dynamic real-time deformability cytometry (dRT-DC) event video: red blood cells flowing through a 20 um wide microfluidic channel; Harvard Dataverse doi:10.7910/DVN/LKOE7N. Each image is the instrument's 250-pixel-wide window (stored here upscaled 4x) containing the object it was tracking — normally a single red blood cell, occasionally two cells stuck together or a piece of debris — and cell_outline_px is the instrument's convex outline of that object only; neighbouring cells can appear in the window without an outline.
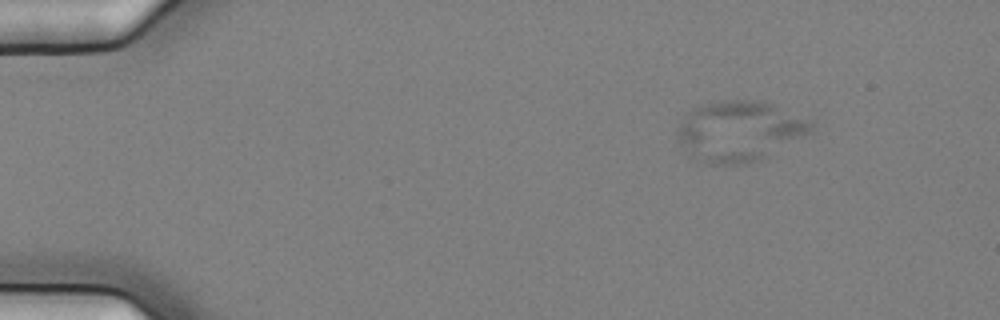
{"species": "common noctule bat (a hibernating species)", "species_latin": "Nyctalus noctula", "temperature_condition": "cold", "stored_images_in_passage": 57, "camera_frame_rate_fps": 3000, "um_per_image_px": 0.085, "animal": {"sex": "female", "body_mass_g": 25.1}, "frame": {"image": 1, "passage_image": 8, "time_ms": 2.333, "image_size_px": [1000, 320], "cell_outline_px": [[816, 128], [812, 132], [760, 160], [744, 164], [708, 164], [688, 156], [680, 144], [676, 136], [676, 128], [688, 112], [692, 108], [700, 104], [716, 100], [764, 100], [812, 116], [816, 124]], "centroid_in_image_um": [62.92, 11.1], "position_along_channel_um": 22.1, "area_um2": 48.73}}
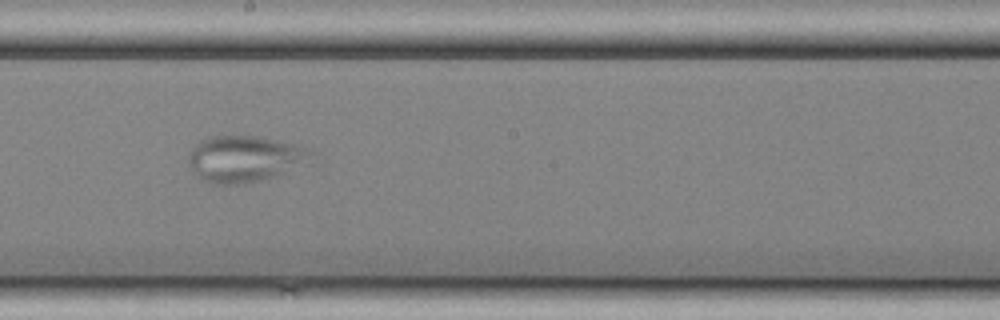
{"frame": {"image": 2, "passage_image": 33, "time_ms": 10.667, "image_size_px": [1000, 320], "cell_outline_px": [[312, 164], [276, 176], [244, 184], [212, 184], [200, 180], [192, 172], [188, 160], [188, 156], [192, 148], [200, 140], [212, 136], [260, 136], [296, 144], [312, 152]], "centroid_in_image_um": [20.82, 13.52], "position_along_channel_um": 227.4, "area_um2": 33.76}}
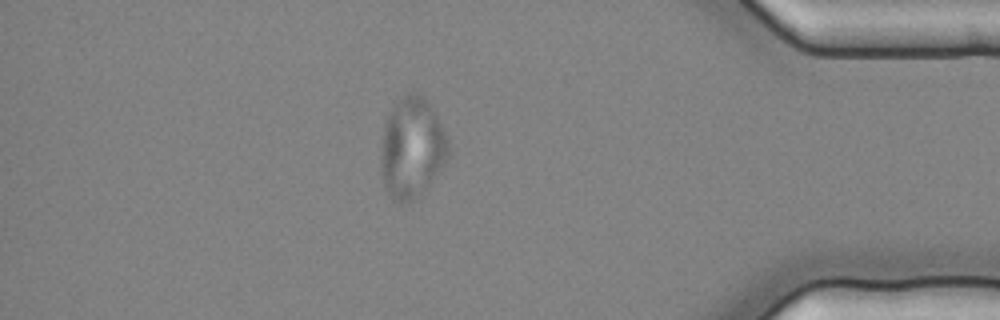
{"frame": {"image": 3, "passage_image": 50, "time_ms": 16.333, "image_size_px": [1000, 320], "cell_outline_px": [[448, 160], [428, 184], [408, 204], [400, 204], [392, 200], [384, 188], [380, 172], [380, 144], [384, 124], [388, 112], [400, 96], [404, 92], [416, 92], [424, 96], [432, 108], [448, 140]], "centroid_in_image_um": [34.95, 12.56], "position_along_channel_um": 400.3, "area_um2": 40.11}}